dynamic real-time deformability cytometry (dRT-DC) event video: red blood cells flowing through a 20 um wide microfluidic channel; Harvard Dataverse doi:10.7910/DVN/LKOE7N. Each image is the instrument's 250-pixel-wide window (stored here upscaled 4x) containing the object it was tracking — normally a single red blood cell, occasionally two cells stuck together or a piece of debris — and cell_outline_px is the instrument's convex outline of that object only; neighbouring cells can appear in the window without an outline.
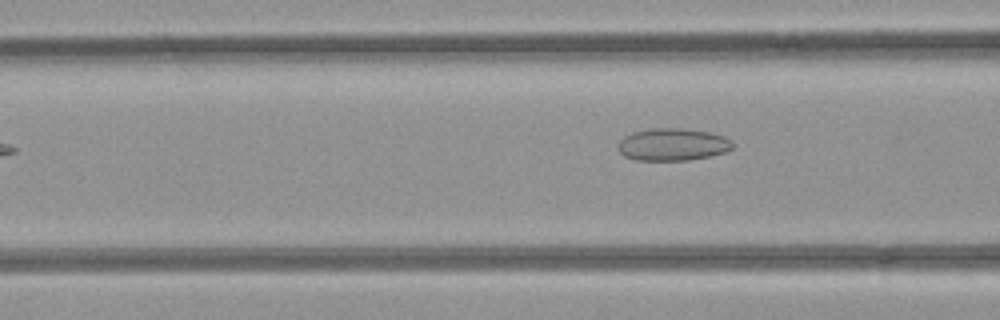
{"species": "common noctule bat (a hibernating species)", "species_latin": "Nyctalus noctula", "temperature_condition": "room temperature", "stored_images_in_passage": 4, "camera_frame_rate_fps": 3000, "um_per_image_px": 0.085, "animal": {"sex": "female", "body_mass_g": 21.9}, "frame": {"image": 1, "passage_image": 4, "time_ms": 1.0, "image_size_px": [1000, 320], "cell_outline_px": [[736, 144], [732, 148], [724, 152], [708, 156], [688, 160], [636, 160], [624, 156], [616, 148], [620, 140], [624, 136], [632, 132], [652, 128], [680, 128], [708, 132], [724, 136], [732, 140]], "centroid_in_image_um": [57.16, 12.28], "position_along_channel_um": 109.4, "area_um2": 21.68}}